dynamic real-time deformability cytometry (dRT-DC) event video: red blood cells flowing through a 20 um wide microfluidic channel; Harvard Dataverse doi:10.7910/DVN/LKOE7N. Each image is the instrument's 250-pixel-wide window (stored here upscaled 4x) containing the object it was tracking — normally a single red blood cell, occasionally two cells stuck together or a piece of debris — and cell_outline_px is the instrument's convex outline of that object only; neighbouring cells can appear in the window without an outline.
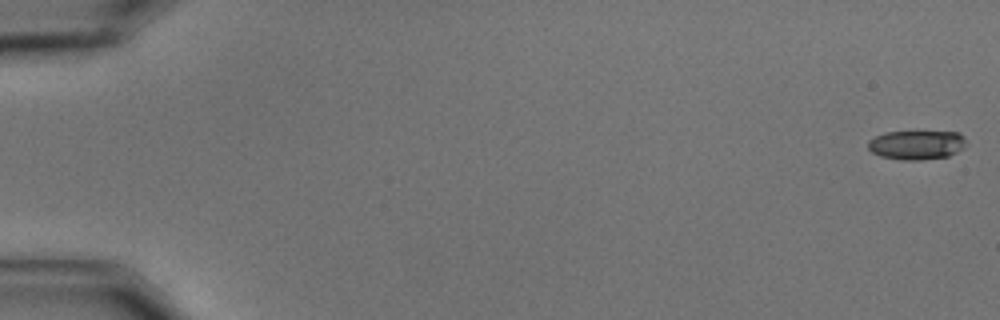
{"species": "common noctule bat (a hibernating species)", "species_latin": "Nyctalus noctula", "temperature_condition": "cold", "stored_images_in_passage": 59, "camera_frame_rate_fps": 3000, "um_per_image_px": 0.085, "animal": {"sex": "male", "body_mass_g": 15.6}, "frame": {"image": 1, "passage_image": 1, "time_ms": 0.0, "image_size_px": [1000, 320], "cell_outline_px": [[964, 148], [948, 156], [920, 160], [900, 160], [880, 156], [872, 152], [868, 148], [868, 140], [884, 132], [960, 132], [964, 136]], "centroid_in_image_um": [77.89, 12.32], "position_along_channel_um": 7.1, "area_um2": 16.65}}
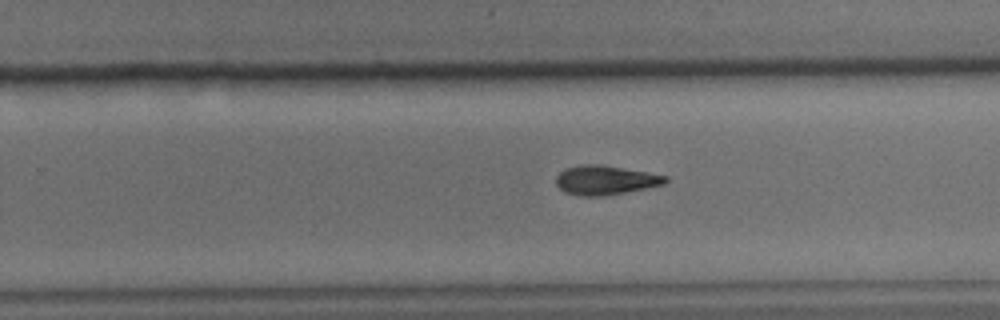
{"frame": {"image": 2, "passage_image": 38, "time_ms": 12.333, "image_size_px": [1000, 320], "cell_outline_px": [[668, 180], [664, 184], [624, 192], [600, 196], [576, 196], [564, 192], [556, 184], [556, 176], [560, 172], [568, 168], [580, 164], [600, 164], [668, 176]], "centroid_in_image_um": [51.41, 15.31], "position_along_channel_um": 278.4, "area_um2": 18.44}}
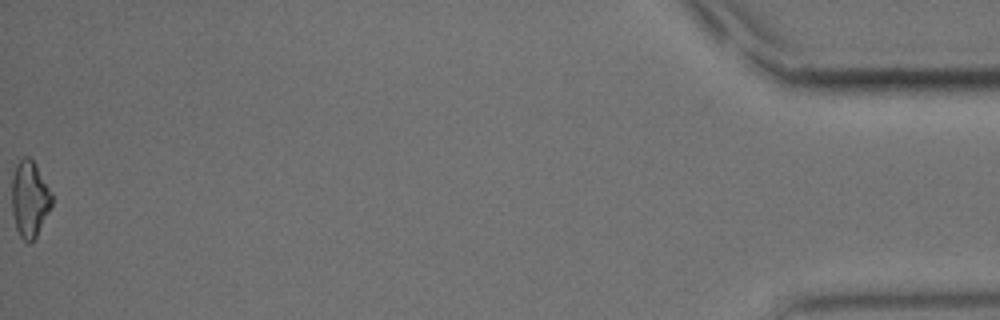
{"frame": {"image": 3, "passage_image": 59, "time_ms": 19.333, "image_size_px": [1000, 320], "cell_outline_px": [[52, 204], [36, 236], [28, 244], [20, 236], [16, 228], [12, 212], [12, 176], [16, 164], [24, 156], [28, 156], [36, 164], [52, 192]], "centroid_in_image_um": [2.51, 16.89], "position_along_channel_um": 432.7, "area_um2": 17.74}, "authors_computed_cell_mechanics": {"area_um2": 18.0914, "velocity_mm_per_s": 3.506, "shape_relaxation_time_tau1_ms": 7.7902, "shape_relaxation_time_tau2_ms": null, "deformation_change_tau1": 0.1619, "deformation_change_tau2": null}}